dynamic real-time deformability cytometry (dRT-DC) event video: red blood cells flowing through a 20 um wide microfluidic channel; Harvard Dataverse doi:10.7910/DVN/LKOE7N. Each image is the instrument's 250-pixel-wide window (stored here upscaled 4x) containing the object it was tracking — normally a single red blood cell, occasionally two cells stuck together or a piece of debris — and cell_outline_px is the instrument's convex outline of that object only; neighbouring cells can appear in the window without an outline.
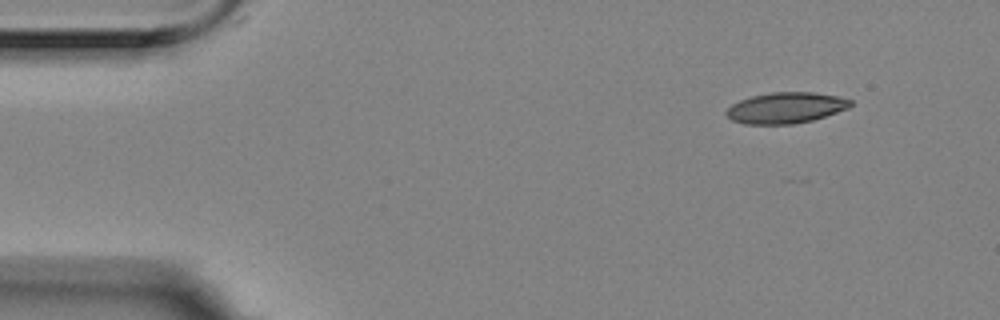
{"species": "Egyptian fruit bat (a non-hibernating species)", "species_latin": "Rousettus aegyptiacus", "temperature_condition": "room temperature", "stored_images_in_passage": 6, "camera_frame_rate_fps": 3000, "um_per_image_px": 0.085, "animal": {"sex": "female"}, "frame": {"image": 1, "passage_image": 6, "time_ms": 1.667, "image_size_px": [1000, 320], "cell_outline_px": [[852, 104], [848, 108], [812, 120], [792, 124], [744, 124], [732, 120], [724, 112], [732, 104], [740, 100], [752, 96], [772, 92], [812, 92], [840, 96], [852, 100]], "centroid_in_image_um": [66.79, 9.16], "position_along_channel_um": 18.2, "area_um2": 22.31}}